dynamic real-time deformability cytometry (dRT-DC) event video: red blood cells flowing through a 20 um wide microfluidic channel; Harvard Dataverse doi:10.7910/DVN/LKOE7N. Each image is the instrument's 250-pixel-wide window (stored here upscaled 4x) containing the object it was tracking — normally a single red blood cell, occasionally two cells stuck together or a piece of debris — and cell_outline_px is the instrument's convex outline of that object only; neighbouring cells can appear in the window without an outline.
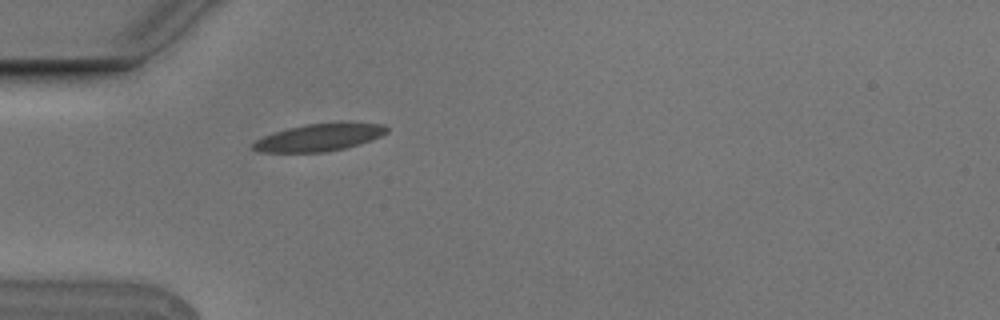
{"species": "Egyptian fruit bat (a non-hibernating species)", "species_latin": "Rousettus aegyptiacus", "temperature_condition": "cold", "stored_images_in_passage": 1, "camera_frame_rate_fps": 3000, "um_per_image_px": 0.085, "animal": {"sex": "male"}, "frame": {"image": 1, "passage_image": 1, "time_ms": 0.0, "image_size_px": [1000, 320], "cell_outline_px": [[388, 132], [372, 140], [344, 148], [324, 152], [260, 152], [252, 148], [252, 144], [256, 140], [264, 136], [288, 128], [304, 124], [340, 120], [344, 120], [384, 124], [388, 128]], "centroid_in_image_um": [27.21, 11.63], "position_along_channel_um": 57.8, "area_um2": 21.85}}